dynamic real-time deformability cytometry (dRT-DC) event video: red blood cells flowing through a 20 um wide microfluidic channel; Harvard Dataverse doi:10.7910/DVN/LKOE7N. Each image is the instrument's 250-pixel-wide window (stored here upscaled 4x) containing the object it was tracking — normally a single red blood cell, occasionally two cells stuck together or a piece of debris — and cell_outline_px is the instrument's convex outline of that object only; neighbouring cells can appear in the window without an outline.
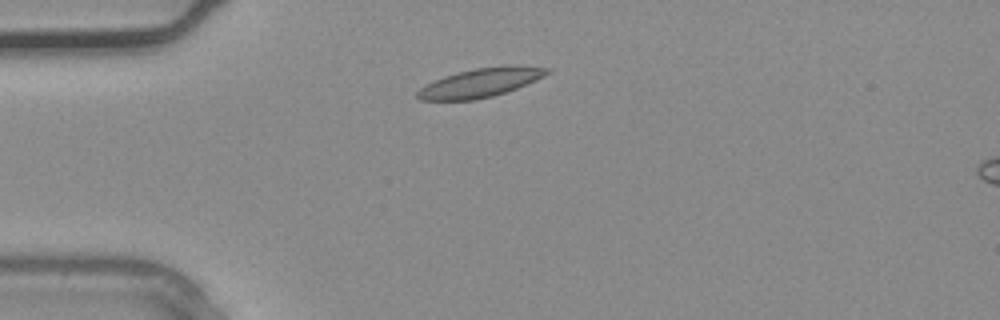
{"species": "common noctule bat (a hibernating species)", "species_latin": "Nyctalus noctula", "temperature_condition": "warm", "stored_images_in_passage": 32, "camera_frame_rate_fps": 3000, "um_per_image_px": 0.085, "animal": {"sex": "male", "body_mass_g": 20.4}, "frame": {"image": 1, "passage_image": 5, "time_ms": 1.333, "image_size_px": [1000, 320], "cell_outline_px": [[552, 72], [536, 80], [516, 88], [492, 96], [476, 100], [420, 100], [416, 96], [416, 92], [420, 88], [444, 76], [456, 72], [476, 68], [552, 68]], "centroid_in_image_um": [40.74, 7.08], "position_along_channel_um": 44.3, "area_um2": 20.81}}